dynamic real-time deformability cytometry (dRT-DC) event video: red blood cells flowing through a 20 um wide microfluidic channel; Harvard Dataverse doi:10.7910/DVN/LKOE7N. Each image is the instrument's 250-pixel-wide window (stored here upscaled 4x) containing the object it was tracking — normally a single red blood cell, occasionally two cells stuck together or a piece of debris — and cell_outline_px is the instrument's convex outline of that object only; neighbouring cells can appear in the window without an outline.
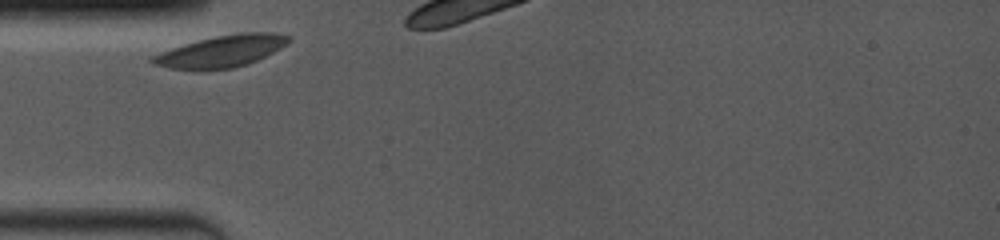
{"species": "common noctule bat (a hibernating species)", "species_latin": "Nyctalus noctula", "temperature_condition": "room temperature", "stored_images_in_passage": 9, "camera_frame_rate_fps": 4000, "um_per_image_px": 0.085, "animal": {"sex": "female", "body_mass_g": 19.0, "forearm_length_mm": 53.3}, "frame": {"image": 1, "passage_image": 1, "time_ms": 0.0, "image_size_px": [1000, 240], "cell_outline_px": [[292, 40], [280, 48], [248, 64], [232, 68], [204, 72], [200, 72], [168, 68], [152, 64], [148, 60], [152, 56], [160, 52], [184, 44], [216, 36], [240, 32], [276, 32], [292, 36]], "centroid_in_image_um": [18.79, 4.38], "position_along_channel_um": 66.2, "area_um2": 25.72}}
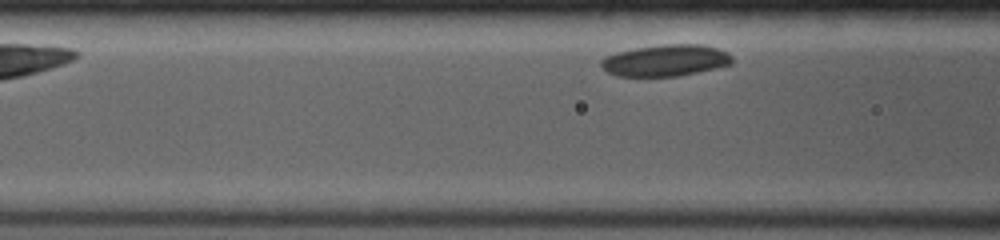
{"frame": {"image": 2, "passage_image": 6, "time_ms": 1.25, "image_size_px": [1000, 240], "cell_outline_px": [[732, 64], [716, 68], [676, 76], [616, 76], [600, 68], [600, 60], [604, 56], [616, 52], [636, 48], [664, 44], [700, 44], [716, 48], [728, 52], [732, 56]], "centroid_in_image_um": [56.53, 5.13], "position_along_channel_um": 110.1, "area_um2": 24.16}}